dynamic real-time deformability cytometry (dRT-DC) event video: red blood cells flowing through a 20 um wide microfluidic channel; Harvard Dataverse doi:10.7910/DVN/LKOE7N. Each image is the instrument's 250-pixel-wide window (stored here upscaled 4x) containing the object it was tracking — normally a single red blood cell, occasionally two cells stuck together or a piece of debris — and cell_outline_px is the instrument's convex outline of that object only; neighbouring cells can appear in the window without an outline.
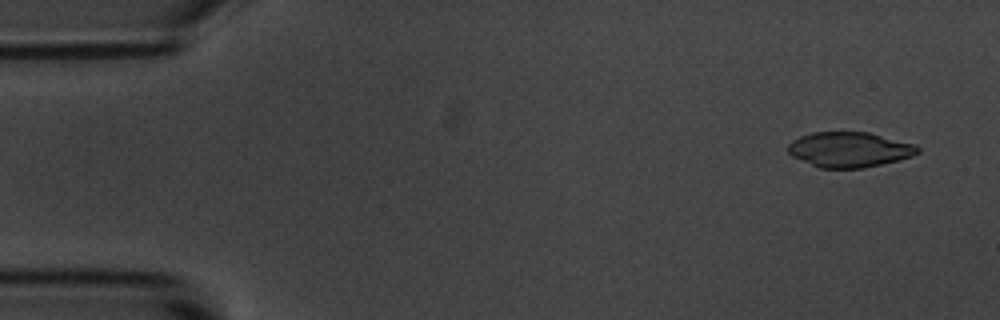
{"species": "common noctule bat (a hibernating species)", "species_latin": "Nyctalus noctula", "temperature_condition": "room temperature", "stored_images_in_passage": 48, "camera_frame_rate_fps": 3000, "um_per_image_px": 0.085, "animal": {"sex": "male", "body_mass_g": 20.1, "forearm_length_mm": 53.5}, "frame": {"image": 1, "passage_image": 3, "time_ms": 0.667, "image_size_px": [1000, 320], "cell_outline_px": [[920, 152], [912, 156], [864, 168], [820, 168], [792, 156], [788, 152], [788, 144], [792, 140], [800, 136], [812, 132], [868, 132], [916, 144], [920, 148]], "centroid_in_image_um": [72.2, 12.7], "position_along_channel_um": 12.8, "area_um2": 26.53}}